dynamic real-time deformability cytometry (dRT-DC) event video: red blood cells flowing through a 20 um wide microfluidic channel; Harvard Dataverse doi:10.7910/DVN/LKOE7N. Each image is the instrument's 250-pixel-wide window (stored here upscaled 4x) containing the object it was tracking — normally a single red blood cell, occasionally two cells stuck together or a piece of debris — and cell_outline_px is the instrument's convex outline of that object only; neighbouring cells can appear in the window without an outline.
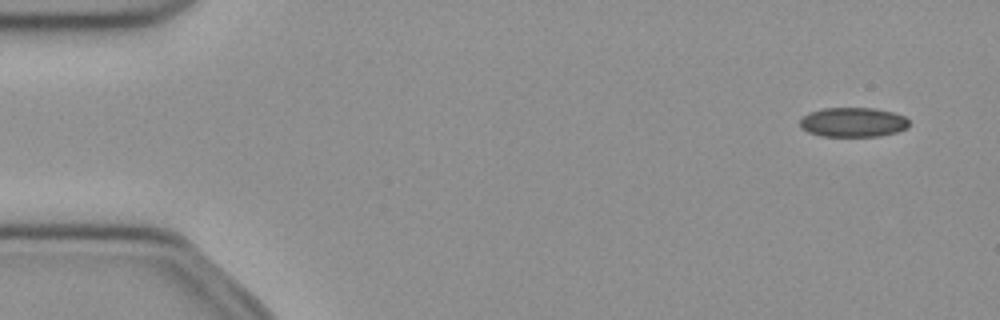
{"species": "common noctule bat (a hibernating species)", "species_latin": "Nyctalus noctula", "temperature_condition": "cold", "stored_images_in_passage": 50, "camera_frame_rate_fps": 3000, "um_per_image_px": 0.085, "animal": {"sex": "female", "body_mass_g": 21.9}, "frame": {"image": 1, "passage_image": 2, "time_ms": 0.333, "image_size_px": [1000, 320], "cell_outline_px": [[908, 128], [896, 132], [880, 136], [820, 136], [808, 132], [800, 128], [800, 120], [808, 112], [824, 108], [876, 108], [892, 112], [904, 116], [908, 120]], "centroid_in_image_um": [72.49, 10.39], "position_along_channel_um": 12.5, "area_um2": 18.84}}
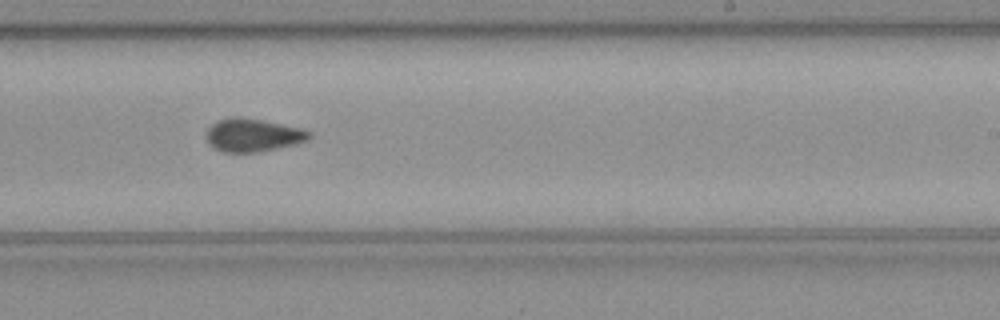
{"frame": {"image": 2, "passage_image": 30, "time_ms": 9.667, "image_size_px": [1000, 320], "cell_outline_px": [[312, 136], [308, 140], [276, 148], [256, 152], [224, 152], [208, 144], [204, 136], [208, 128], [216, 120], [232, 116], [240, 116], [304, 128], [312, 132]], "centroid_in_image_um": [21.47, 11.46], "position_along_channel_um": 267.5, "area_um2": 20.0}}
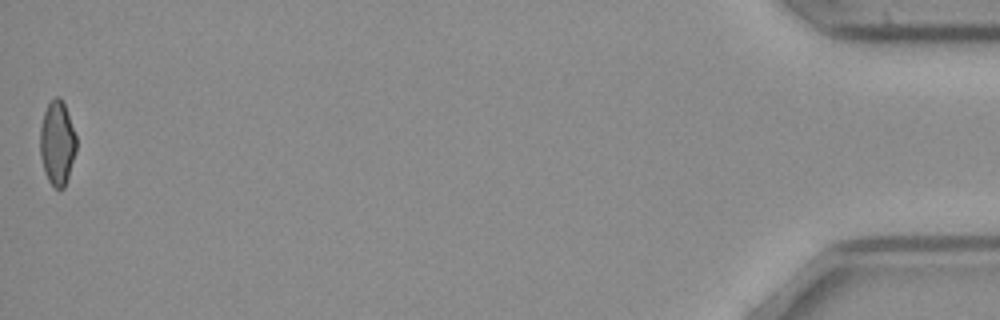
{"frame": {"image": 3, "passage_image": 50, "time_ms": 16.333, "image_size_px": [1000, 320], "cell_outline_px": [[76, 152], [64, 188], [56, 188], [48, 180], [44, 172], [40, 156], [40, 128], [44, 112], [48, 104], [56, 96], [60, 96], [64, 104], [76, 136]], "centroid_in_image_um": [4.85, 12.16], "position_along_channel_um": 430.3, "area_um2": 17.63}, "authors_computed_cell_mechanics": {"area_um2": 19.2474, "velocity_mm_per_s": 3.9819, "shape_relaxation_time_tau1_ms": null, "shape_relaxation_time_tau2_ms": 2.4978, "deformation_change_tau1": null, "deformation_change_tau2": 0.0613}}